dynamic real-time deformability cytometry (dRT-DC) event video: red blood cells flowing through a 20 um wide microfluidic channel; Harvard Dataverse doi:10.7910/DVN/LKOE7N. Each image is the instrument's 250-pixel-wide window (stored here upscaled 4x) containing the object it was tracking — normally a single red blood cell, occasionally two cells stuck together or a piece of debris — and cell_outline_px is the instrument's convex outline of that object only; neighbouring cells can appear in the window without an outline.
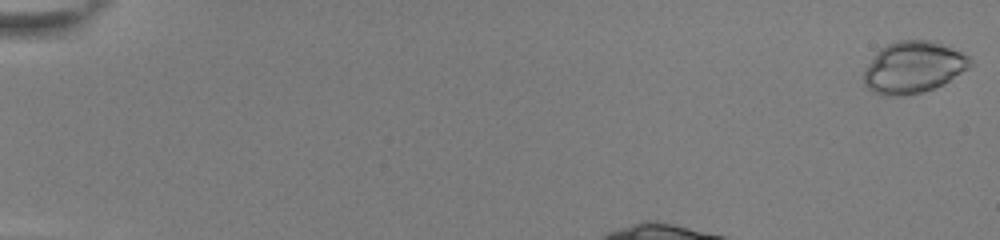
{"species": "common noctule bat (a hibernating species)", "species_latin": "Nyctalus noctula", "temperature_condition": "room temperature", "stored_images_in_passage": 14, "camera_frame_rate_fps": 3000, "um_per_image_px": 0.085, "animal": {"sex": "female", "body_mass_g": 22.0, "forearm_length_mm": 56.7}, "frame": {"image": 1, "passage_image": 1, "time_ms": 0.0, "image_size_px": [1000, 240], "cell_outline_px": [[972, 64], [968, 68], [944, 84], [920, 92], [900, 96], [888, 96], [872, 92], [864, 84], [864, 72], [868, 64], [876, 52], [880, 48], [896, 40], [936, 40], [968, 56], [972, 60]], "centroid_in_image_um": [77.62, 5.7], "position_along_channel_um": 7.4, "area_um2": 32.02}}